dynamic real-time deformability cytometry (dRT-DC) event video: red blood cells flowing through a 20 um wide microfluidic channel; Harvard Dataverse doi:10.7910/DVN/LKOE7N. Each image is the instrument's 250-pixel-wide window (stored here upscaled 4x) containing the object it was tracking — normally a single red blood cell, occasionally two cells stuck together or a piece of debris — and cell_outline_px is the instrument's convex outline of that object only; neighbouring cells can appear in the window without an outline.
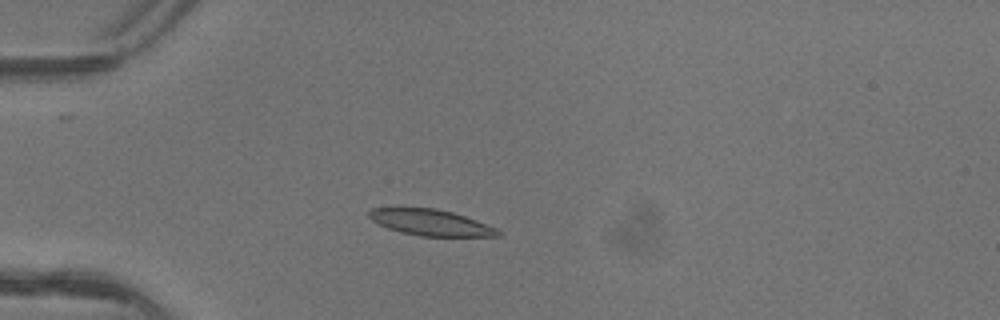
{"species": "common noctule bat (a hibernating species)", "species_latin": "Nyctalus noctula", "temperature_condition": "warm", "stored_images_in_passage": 3, "camera_frame_rate_fps": 3000, "um_per_image_px": 0.085, "animal": {"sex": "female"}, "frame": {"image": 1, "passage_image": 3, "time_ms": 0.667, "image_size_px": [1000, 320], "cell_outline_px": [[504, 232], [500, 236], [420, 236], [400, 232], [388, 228], [372, 220], [368, 216], [368, 212], [372, 208], [436, 208], [452, 212], [500, 228]], "centroid_in_image_um": [36.67, 18.92], "position_along_channel_um": 48.3, "area_um2": 19.65}}